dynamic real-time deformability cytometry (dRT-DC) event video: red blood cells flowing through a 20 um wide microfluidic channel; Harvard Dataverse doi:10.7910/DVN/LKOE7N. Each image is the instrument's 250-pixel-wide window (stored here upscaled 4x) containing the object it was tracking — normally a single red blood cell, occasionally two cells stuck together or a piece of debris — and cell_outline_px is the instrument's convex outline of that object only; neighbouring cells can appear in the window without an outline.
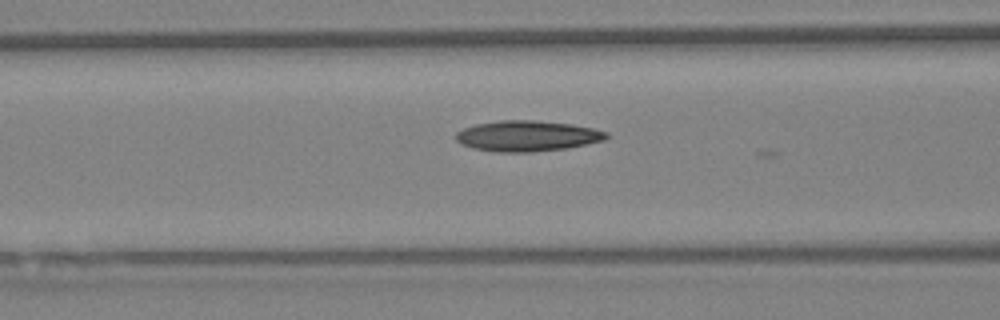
{"species": "Egyptian fruit bat (a non-hibernating species)", "species_latin": "Rousettus aegyptiacus", "temperature_condition": "warm", "stored_images_in_passage": 7, "camera_frame_rate_fps": 3000, "um_per_image_px": 0.085, "animal": {"sex": "female"}, "frame": {"image": 1, "passage_image": 3, "time_ms": 0.667, "image_size_px": [1000, 320], "cell_outline_px": [[608, 136], [604, 140], [568, 148], [528, 152], [492, 152], [472, 148], [460, 144], [456, 140], [456, 132], [464, 128], [476, 124], [500, 120], [536, 120], [572, 124], [592, 128], [608, 132]], "centroid_in_image_um": [44.79, 11.56], "position_along_channel_um": 121.8, "area_um2": 26.99}}
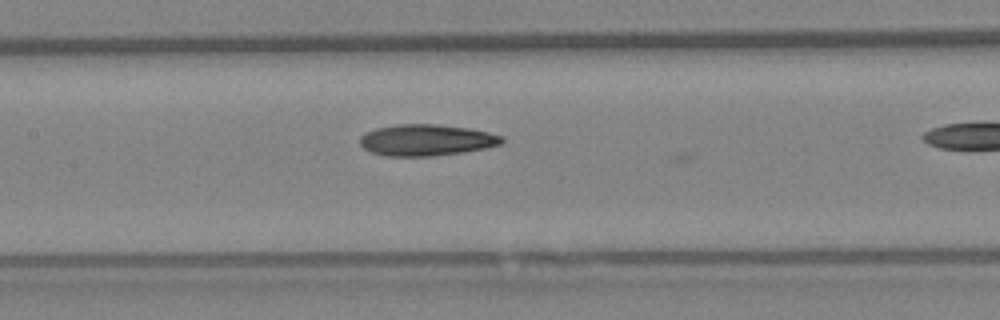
{"frame": {"image": 2, "passage_image": 6, "time_ms": 1.667, "image_size_px": [1000, 320], "cell_outline_px": [[504, 140], [500, 144], [484, 148], [464, 152], [432, 156], [388, 156], [372, 152], [364, 148], [360, 144], [360, 136], [376, 128], [396, 124], [436, 124], [468, 128], [488, 132], [504, 136]], "centroid_in_image_um": [36.25, 11.9], "position_along_channel_um": 171.1, "area_um2": 25.84}}